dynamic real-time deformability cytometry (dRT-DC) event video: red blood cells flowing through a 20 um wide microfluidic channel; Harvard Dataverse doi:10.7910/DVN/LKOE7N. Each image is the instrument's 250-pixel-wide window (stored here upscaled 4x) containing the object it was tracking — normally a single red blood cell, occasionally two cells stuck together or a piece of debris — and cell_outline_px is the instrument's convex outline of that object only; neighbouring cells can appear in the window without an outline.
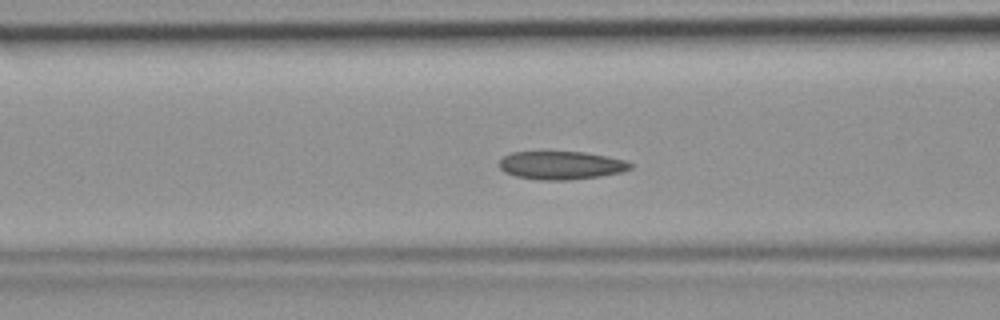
{"species": "common noctule bat (a hibernating species)", "species_latin": "Nyctalus noctula", "temperature_condition": "room temperature", "stored_images_in_passage": 48, "camera_frame_rate_fps": 3000, "um_per_image_px": 0.085, "animal": {"sex": "female", "body_mass_g": 19.9}, "frame": {"image": 1, "passage_image": 19, "time_ms": 6.0, "image_size_px": [1000, 320], "cell_outline_px": [[632, 168], [620, 172], [600, 176], [568, 180], [540, 180], [516, 176], [504, 172], [500, 168], [500, 160], [504, 156], [512, 152], [584, 152], [608, 156], [628, 160], [632, 164]], "centroid_in_image_um": [47.72, 14.05], "position_along_channel_um": 118.9, "area_um2": 21.56}}
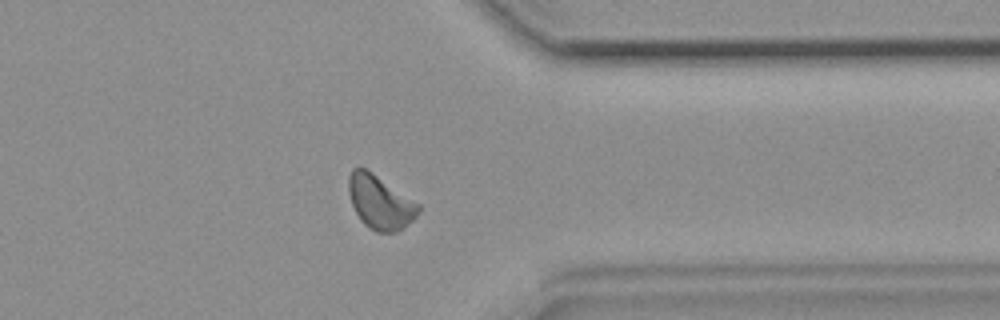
{"frame": {"image": 2, "passage_image": 38, "time_ms": 12.333, "image_size_px": [1000, 320], "cell_outline_px": [[420, 212], [404, 228], [396, 232], [376, 232], [368, 228], [360, 220], [352, 204], [348, 192], [348, 176], [352, 168], [364, 168], [372, 172], [420, 204]], "centroid_in_image_um": [32.3, 17.2], "position_along_channel_um": 379.1, "area_um2": 21.91}}
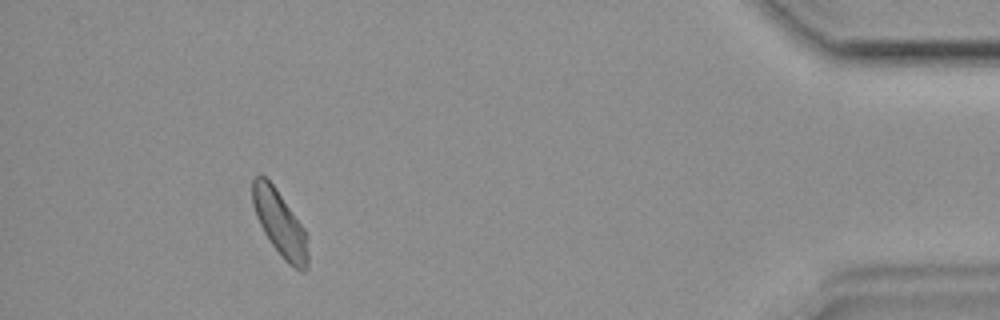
{"frame": {"image": 3, "passage_image": 44, "time_ms": 14.333, "image_size_px": [1000, 320], "cell_outline_px": [[308, 268], [304, 272], [300, 272], [288, 264], [284, 260], [272, 244], [264, 232], [256, 216], [252, 204], [252, 180], [260, 172], [276, 188], [304, 228], [308, 252]], "centroid_in_image_um": [23.78, 19.0], "position_along_channel_um": 411.4, "area_um2": 21.1}}